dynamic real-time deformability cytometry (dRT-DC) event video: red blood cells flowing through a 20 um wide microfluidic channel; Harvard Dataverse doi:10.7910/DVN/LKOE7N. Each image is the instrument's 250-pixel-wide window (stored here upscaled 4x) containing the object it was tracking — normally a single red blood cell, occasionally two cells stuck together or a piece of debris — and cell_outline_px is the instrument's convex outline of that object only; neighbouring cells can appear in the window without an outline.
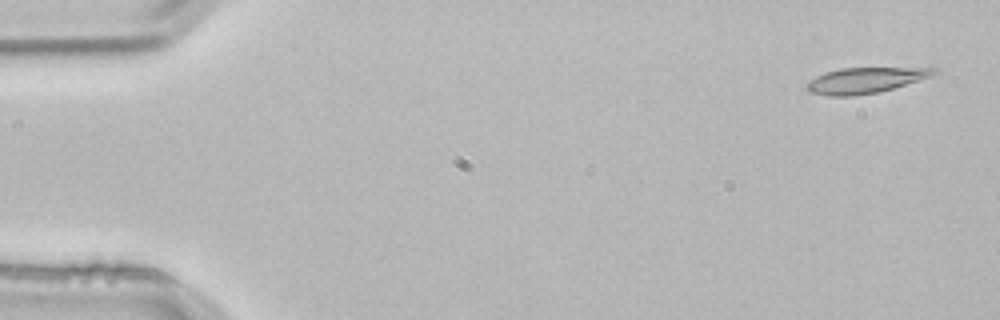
{"species": "common noctule bat (a hibernating species)", "species_latin": "Nyctalus noctula", "temperature_condition": "room temperature", "stored_images_in_passage": 4, "camera_frame_rate_fps": 3000, "um_per_image_px": 0.085, "animal": {"sex": "male", "body_mass_g": 21.5, "forearm_length_mm": 52.0}, "frame": {"image": 1, "passage_image": 1, "time_ms": 0.0, "image_size_px": [1000, 320], "cell_outline_px": [[940, 72], [932, 76], [920, 80], [880, 92], [852, 96], [828, 96], [808, 92], [804, 88], [804, 84], [808, 80], [824, 72], [840, 68], [936, 68]], "centroid_in_image_um": [73.48, 6.83], "position_along_channel_um": 11.5, "area_um2": 19.31}}
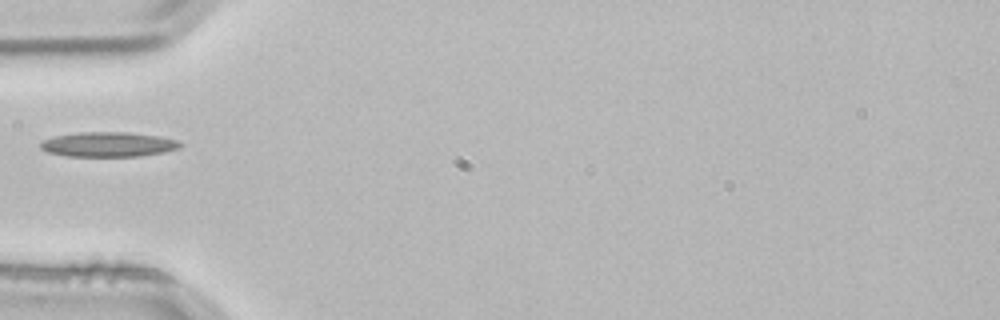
{"frame": {"image": 2, "passage_image": 4, "time_ms": 1.0, "image_size_px": [1000, 320], "cell_outline_px": [[184, 144], [180, 148], [164, 152], [140, 156], [64, 156], [48, 152], [40, 148], [40, 144], [44, 140], [56, 136], [80, 132], [128, 132], [160, 136], [176, 140]], "centroid_in_image_um": [9.24, 12.27], "position_along_channel_um": 75.8, "area_um2": 20.17}}